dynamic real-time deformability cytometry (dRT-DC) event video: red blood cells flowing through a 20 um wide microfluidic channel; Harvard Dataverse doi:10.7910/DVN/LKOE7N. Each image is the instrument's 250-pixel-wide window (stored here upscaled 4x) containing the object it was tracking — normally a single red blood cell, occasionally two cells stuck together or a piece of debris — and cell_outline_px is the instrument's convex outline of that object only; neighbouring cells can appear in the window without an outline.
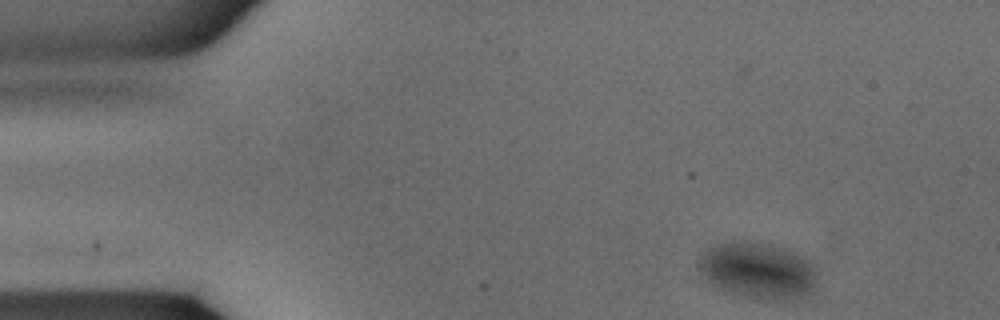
{"species": "common noctule bat (a hibernating species)", "species_latin": "Nyctalus noctula", "temperature_condition": "warm", "stored_images_in_passage": 31, "camera_frame_rate_fps": 3000, "um_per_image_px": 0.085, "animal": {"sex": "male", "body_mass_g": 15.6}, "frame": {"image": 1, "passage_image": 1, "time_ms": 0.0, "image_size_px": [1000, 320], "cell_outline_px": [[812, 292], [788, 300], [776, 300], [744, 296], [720, 288], [712, 284], [700, 268], [704, 252], [708, 248], [720, 244], [740, 240], [764, 244], [788, 252], [812, 264]], "centroid_in_image_um": [64.37, 23.01], "position_along_channel_um": 20.6, "area_um2": 36.59}}
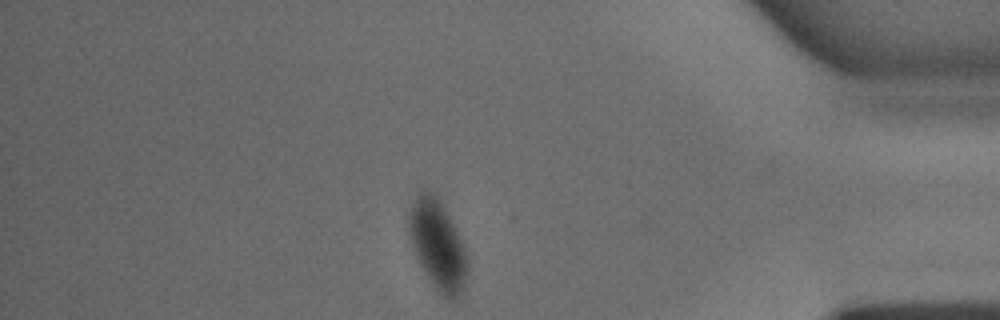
{"frame": {"image": 2, "passage_image": 28, "time_ms": 9.0, "image_size_px": [1000, 320], "cell_outline_px": [[468, 276], [464, 288], [456, 300], [444, 300], [436, 292], [420, 264], [412, 244], [408, 228], [408, 208], [416, 192], [420, 188], [424, 188], [436, 192], [444, 204], [456, 228], [464, 248], [468, 260]], "centroid_in_image_um": [37.2, 20.77], "position_along_channel_um": 398.0, "area_um2": 31.67}}